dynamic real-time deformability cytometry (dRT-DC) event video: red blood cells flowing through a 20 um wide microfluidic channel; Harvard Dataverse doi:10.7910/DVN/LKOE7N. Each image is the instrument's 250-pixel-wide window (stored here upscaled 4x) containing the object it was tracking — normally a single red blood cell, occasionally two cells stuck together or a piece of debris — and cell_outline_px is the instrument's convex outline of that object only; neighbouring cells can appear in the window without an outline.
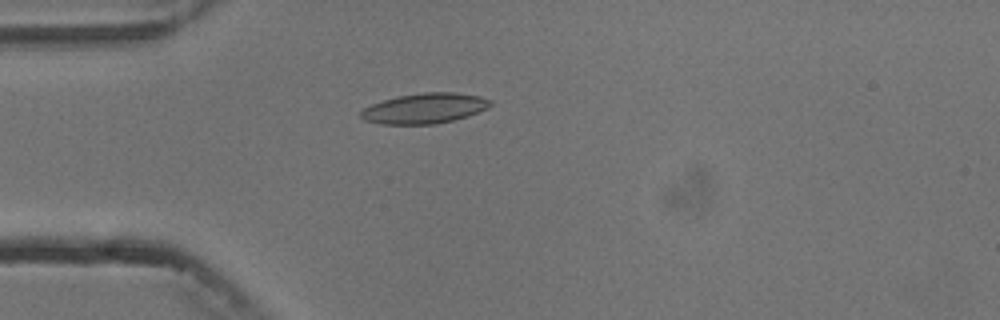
{"species": "common noctule bat (a hibernating species)", "species_latin": "Nyctalus noctula", "temperature_condition": "cold", "stored_images_in_passage": 1, "camera_frame_rate_fps": 3000, "um_per_image_px": 0.085, "animal": {"sex": "male", "body_mass_g": 13.3}, "frame": {"image": 1, "passage_image": 1, "time_ms": 0.0, "image_size_px": [1000, 320], "cell_outline_px": [[492, 104], [488, 108], [468, 116], [436, 124], [380, 124], [364, 120], [360, 116], [360, 112], [364, 108], [372, 104], [396, 96], [424, 92], [456, 92], [480, 96], [492, 100]], "centroid_in_image_um": [36.11, 9.2], "position_along_channel_um": 48.9, "area_um2": 22.95}}